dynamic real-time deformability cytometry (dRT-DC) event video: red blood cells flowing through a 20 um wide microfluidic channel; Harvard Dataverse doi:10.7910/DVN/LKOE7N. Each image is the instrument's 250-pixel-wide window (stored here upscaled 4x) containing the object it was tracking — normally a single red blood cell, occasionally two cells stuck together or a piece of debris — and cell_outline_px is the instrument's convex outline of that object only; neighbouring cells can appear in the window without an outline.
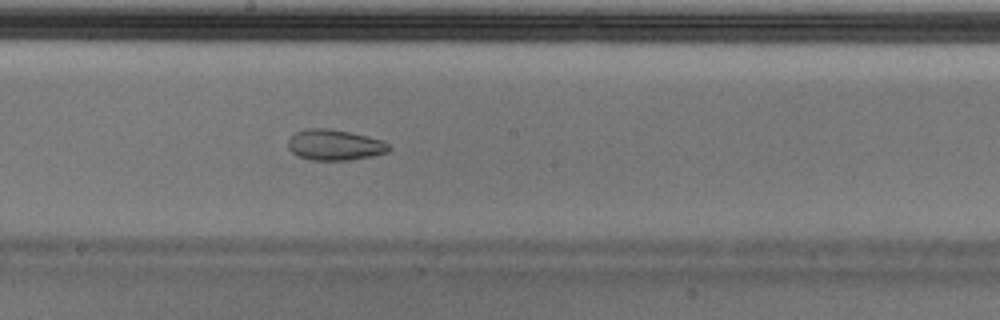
{"species": "Egyptian fruit bat (a non-hibernating species)", "species_latin": "Rousettus aegyptiacus", "temperature_condition": "cold", "stored_images_in_passage": 44, "segment_of_instrument_passage": [1, 2], "camera_frame_rate_fps": 3000, "um_per_image_px": 0.085, "animal": {"sex": "male"}, "frame": {"image": 1, "passage_image": 19, "time_ms": 6.0, "image_size_px": [1000, 320], "cell_outline_px": [[392, 148], [388, 152], [372, 156], [348, 160], [312, 160], [296, 156], [288, 148], [288, 140], [296, 132], [308, 128], [332, 128], [368, 136], [384, 140]], "centroid_in_image_um": [28.46, 12.31], "position_along_channel_um": 219.7, "area_um2": 18.26}}